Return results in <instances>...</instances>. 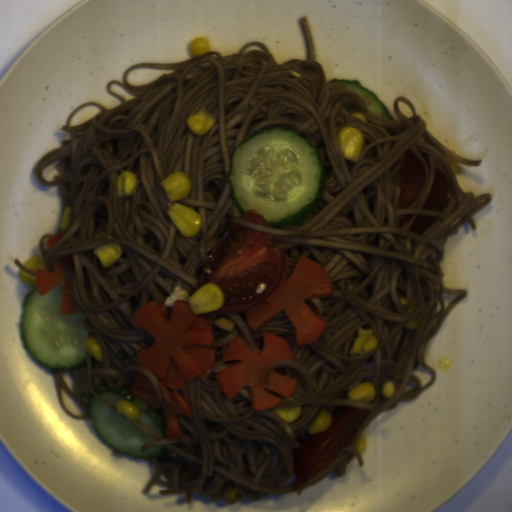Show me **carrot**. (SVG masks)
I'll use <instances>...</instances> for the list:
<instances>
[{"label": "carrot", "mask_w": 512, "mask_h": 512, "mask_svg": "<svg viewBox=\"0 0 512 512\" xmlns=\"http://www.w3.org/2000/svg\"><path fill=\"white\" fill-rule=\"evenodd\" d=\"M166 301L149 300L132 313L130 323L145 328L153 345L137 349L136 356L160 386V409L166 438L177 439L178 414L192 419V411L177 390L191 378L208 380L217 352L210 344L213 331L208 321L194 313L188 301H176L168 317Z\"/></svg>", "instance_id": "carrot-1"}, {"label": "carrot", "mask_w": 512, "mask_h": 512, "mask_svg": "<svg viewBox=\"0 0 512 512\" xmlns=\"http://www.w3.org/2000/svg\"><path fill=\"white\" fill-rule=\"evenodd\" d=\"M288 255L283 275L272 294L261 304L244 311L250 330L257 331L286 311L298 347L310 344L325 333L328 325L307 305L310 298H322L333 293V276L322 265L300 255L293 274L288 277Z\"/></svg>", "instance_id": "carrot-2"}, {"label": "carrot", "mask_w": 512, "mask_h": 512, "mask_svg": "<svg viewBox=\"0 0 512 512\" xmlns=\"http://www.w3.org/2000/svg\"><path fill=\"white\" fill-rule=\"evenodd\" d=\"M221 359L241 361L215 375L222 394L231 399L245 386H249L251 403L257 411L269 410L281 401V398L266 389L289 397L296 386L295 378L271 369L267 376L268 384L264 380L266 370L274 362L296 360L288 342L274 333H264L263 345L258 352H253L248 343L235 337L227 343Z\"/></svg>", "instance_id": "carrot-3"}, {"label": "carrot", "mask_w": 512, "mask_h": 512, "mask_svg": "<svg viewBox=\"0 0 512 512\" xmlns=\"http://www.w3.org/2000/svg\"><path fill=\"white\" fill-rule=\"evenodd\" d=\"M73 265L66 255L56 256L52 260V272L35 270L34 280L39 295H45L58 284L61 287L60 314L75 315L76 305L72 302V294L67 288L71 284Z\"/></svg>", "instance_id": "carrot-4"}, {"label": "carrot", "mask_w": 512, "mask_h": 512, "mask_svg": "<svg viewBox=\"0 0 512 512\" xmlns=\"http://www.w3.org/2000/svg\"><path fill=\"white\" fill-rule=\"evenodd\" d=\"M131 394L138 396L143 402H147L153 409L157 402V392L153 383L143 374H137Z\"/></svg>", "instance_id": "carrot-5"}, {"label": "carrot", "mask_w": 512, "mask_h": 512, "mask_svg": "<svg viewBox=\"0 0 512 512\" xmlns=\"http://www.w3.org/2000/svg\"><path fill=\"white\" fill-rule=\"evenodd\" d=\"M64 235L65 234L63 232H57L53 236L49 237L46 241V245H47L48 249L50 250L56 244V242L59 239H61Z\"/></svg>", "instance_id": "carrot-6"}]
</instances>
